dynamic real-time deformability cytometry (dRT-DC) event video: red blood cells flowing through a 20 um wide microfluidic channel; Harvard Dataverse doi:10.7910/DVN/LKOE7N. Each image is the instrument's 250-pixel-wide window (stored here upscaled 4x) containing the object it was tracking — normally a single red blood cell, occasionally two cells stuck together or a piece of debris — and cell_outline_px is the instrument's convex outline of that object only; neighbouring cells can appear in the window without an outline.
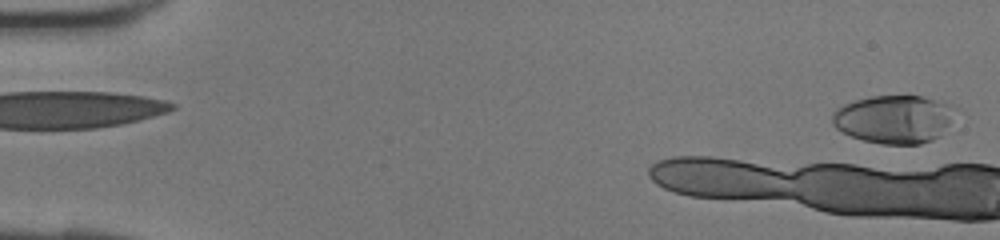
{"species": "human", "species_latin": "Homo sapiens", "temperature_condition": "room temperature", "stored_images_in_passage": 30, "camera_frame_rate_fps": 3000, "um_per_image_px": 0.085, "donor": {"sex": "female"}, "frame": {"image": 1, "passage_image": 1, "time_ms": 0.0, "image_size_px": [1000, 240], "cell_outline_px": [[956, 108], [948, 124], [940, 136], [932, 140], [920, 144], [880, 144], [864, 140], [852, 136], [836, 128], [832, 124], [832, 112], [836, 108], [844, 104], [868, 96], [924, 96], [952, 104]], "centroid_in_image_um": [75.99, 10.12], "position_along_channel_um": 9.0, "area_um2": 34.62}}
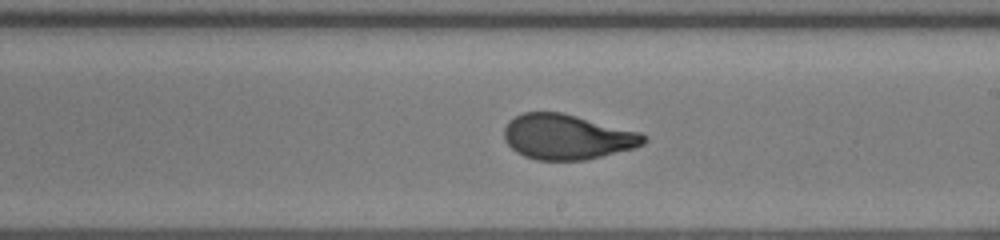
{"frame": {"image": 2, "passage_image": 20, "time_ms": 6.333, "image_size_px": [1000, 240], "cell_outline_px": [[648, 140], [644, 144], [636, 148], [584, 160], [536, 160], [524, 156], [516, 152], [504, 140], [504, 128], [508, 120], [524, 112], [560, 112], [640, 132], [648, 136]], "centroid_in_image_um": [48.21, 11.64], "position_along_channel_um": 240.8, "area_um2": 36.76}}
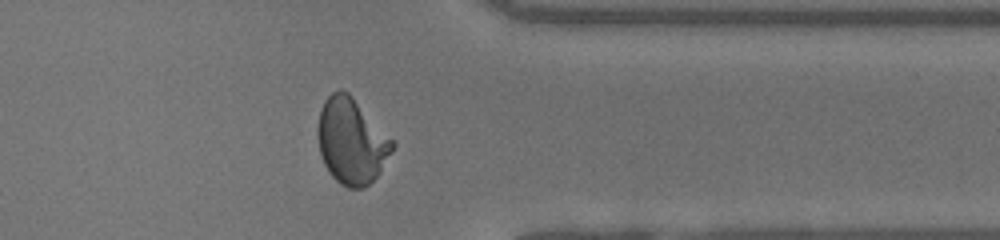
{"frame": {"image": 3, "passage_image": 29, "time_ms": 9.333, "image_size_px": [1000, 240], "cell_outline_px": [[396, 144], [380, 172], [364, 188], [348, 188], [340, 184], [328, 172], [320, 156], [316, 136], [316, 132], [320, 108], [324, 100], [332, 92], [340, 88], [348, 92], [352, 96]], "centroid_in_image_um": [29.83, 11.99], "position_along_channel_um": 381.6, "area_um2": 37.4}}